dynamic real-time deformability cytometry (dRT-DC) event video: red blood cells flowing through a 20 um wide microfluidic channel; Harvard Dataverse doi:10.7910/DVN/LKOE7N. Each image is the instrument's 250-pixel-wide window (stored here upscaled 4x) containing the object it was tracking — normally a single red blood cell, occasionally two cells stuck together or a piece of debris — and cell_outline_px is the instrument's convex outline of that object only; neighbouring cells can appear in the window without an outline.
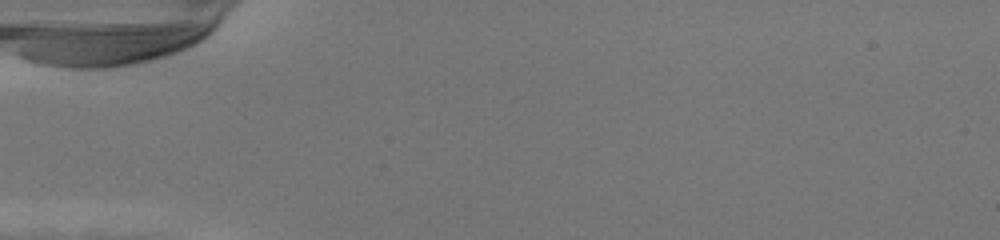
{"species": "human", "species_latin": "Homo sapiens", "temperature_condition": "warm", "stored_images_in_passage": 32, "camera_frame_rate_fps": 3000, "um_per_image_px": 0.085, "donor": {"sex": "female"}, "frame": {"image": 1, "passage_image": 1, "time_ms": 0.0, "image_size_px": [1000, 240], "cell_outline_px": [[220, 24], [180, 72], [172, 76], [148, 80], [60, 80], [52, 76], [24, 60], [16, 52], [20, 48], [36, 44], [216, 16], [220, 16]], "centroid_in_image_um": [10.49, 4.45], "position_along_channel_um": 74.5, "area_um2": 57.8}}
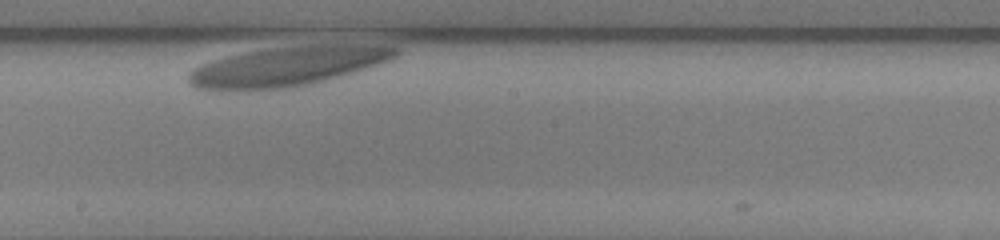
{"frame": {"image": 2, "passage_image": 19, "time_ms": 6.0, "image_size_px": [1000, 240], "cell_outline_px": [[400, 52], [392, 60], [344, 76], [296, 88], [252, 92], [216, 92], [196, 88], [188, 84], [188, 72], [192, 68], [200, 64], [212, 60], [228, 56], [268, 48], [308, 44], [388, 44], [400, 48]], "centroid_in_image_um": [24.44, 5.67], "position_along_channel_um": 223.8, "area_um2": 50.11}}
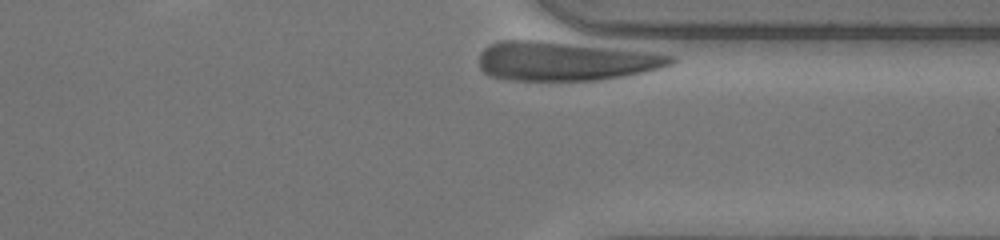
{"frame": {"image": 3, "passage_image": 32, "time_ms": 10.333, "image_size_px": [1000, 240], "cell_outline_px": [[676, 60], [672, 64], [648, 72], [628, 76], [604, 80], [516, 80], [488, 76], [480, 68], [480, 52], [488, 44], [500, 40], [540, 40], [660, 52], [676, 56]], "centroid_in_image_um": [48.14, 5.18], "position_along_channel_um": 363.3, "area_um2": 44.51}}